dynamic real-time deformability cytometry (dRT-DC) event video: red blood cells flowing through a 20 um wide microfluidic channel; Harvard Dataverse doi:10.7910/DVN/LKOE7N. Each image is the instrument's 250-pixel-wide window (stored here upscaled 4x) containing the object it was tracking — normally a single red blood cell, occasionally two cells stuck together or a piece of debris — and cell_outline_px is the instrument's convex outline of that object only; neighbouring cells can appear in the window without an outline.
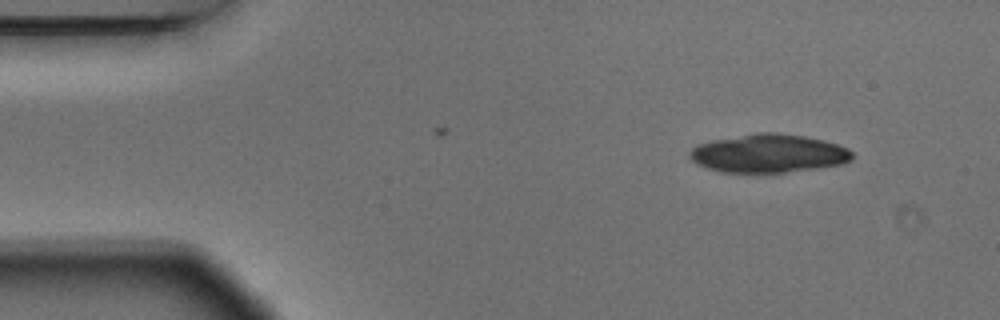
{"species": "Egyptian fruit bat (a non-hibernating species)", "species_latin": "Rousettus aegyptiacus", "temperature_condition": "warm", "stored_images_in_passage": 5, "camera_frame_rate_fps": 3000, "um_per_image_px": 0.085, "animal": {"sex": "male"}, "frame": {"image": 1, "passage_image": 1, "time_ms": 0.0, "image_size_px": [1000, 320], "cell_outline_px": [[852, 160], [840, 164], [816, 168], [784, 172], [720, 172], [696, 164], [688, 156], [688, 152], [696, 144], [712, 140], [756, 132], [776, 132], [804, 136], [824, 140], [848, 148], [852, 152]], "centroid_in_image_um": [65.29, 13.03], "position_along_channel_um": 19.7, "area_um2": 36.41}}